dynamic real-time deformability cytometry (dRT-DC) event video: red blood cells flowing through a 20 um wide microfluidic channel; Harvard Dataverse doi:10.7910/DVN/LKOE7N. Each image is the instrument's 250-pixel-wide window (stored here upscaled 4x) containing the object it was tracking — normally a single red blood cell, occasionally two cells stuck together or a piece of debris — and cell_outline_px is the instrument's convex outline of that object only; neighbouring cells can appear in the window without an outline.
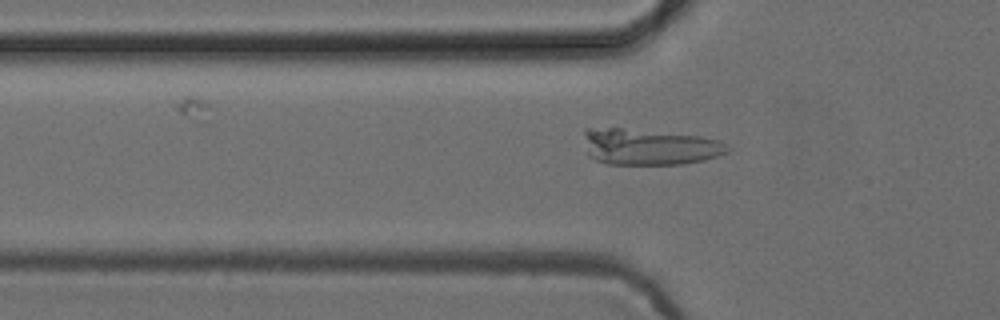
{"species": "common noctule bat (a hibernating species)", "species_latin": "Nyctalus noctula", "temperature_condition": "cold", "stored_images_in_passage": 50, "camera_frame_rate_fps": 3000, "um_per_image_px": 0.085, "animal": {"sex": "female", "body_mass_g": 24.6, "forearm_length_mm": 56.2}, "frame": {"image": 1, "passage_image": 18, "time_ms": 5.667, "image_size_px": [1000, 320], "cell_outline_px": [[732, 148], [728, 152], [704, 160], [684, 164], [608, 164], [596, 160], [588, 156], [584, 132], [584, 128], [620, 128], [700, 136], [720, 140]], "centroid_in_image_um": [55.21, 12.49], "position_along_channel_um": 70.6, "area_um2": 30.17}}
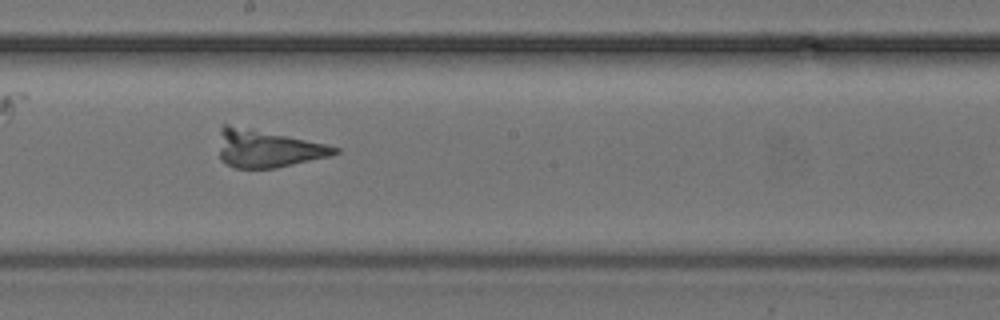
{"frame": {"image": 2, "passage_image": 30, "time_ms": 9.667, "image_size_px": [1000, 320], "cell_outline_px": [[340, 152], [332, 156], [276, 168], [236, 168], [224, 164], [220, 160], [220, 128], [224, 124], [228, 124], [328, 144], [340, 148]], "centroid_in_image_um": [22.75, 12.65], "position_along_channel_um": 225.4, "area_um2": 25.37}}
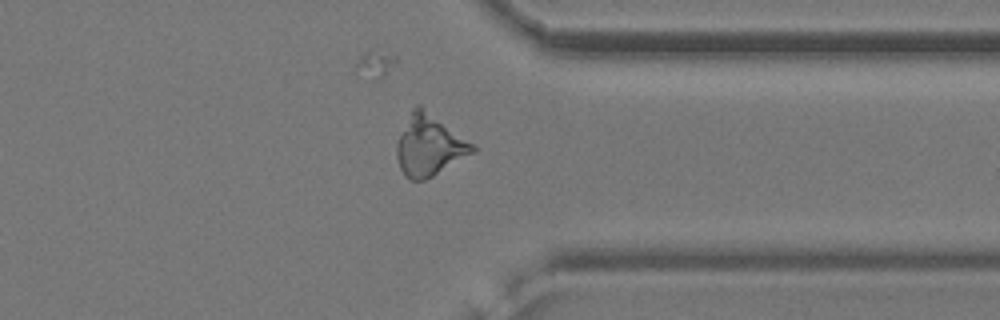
{"frame": {"image": 3, "passage_image": 42, "time_ms": 13.667, "image_size_px": [1000, 320], "cell_outline_px": [[476, 152], [432, 176], [424, 180], [412, 180], [404, 176], [400, 168], [396, 156], [396, 144], [412, 108], [416, 104], [420, 104], [472, 144], [476, 148]], "centroid_in_image_um": [36.46, 12.37], "position_along_channel_um": 374.9, "area_um2": 26.53}}